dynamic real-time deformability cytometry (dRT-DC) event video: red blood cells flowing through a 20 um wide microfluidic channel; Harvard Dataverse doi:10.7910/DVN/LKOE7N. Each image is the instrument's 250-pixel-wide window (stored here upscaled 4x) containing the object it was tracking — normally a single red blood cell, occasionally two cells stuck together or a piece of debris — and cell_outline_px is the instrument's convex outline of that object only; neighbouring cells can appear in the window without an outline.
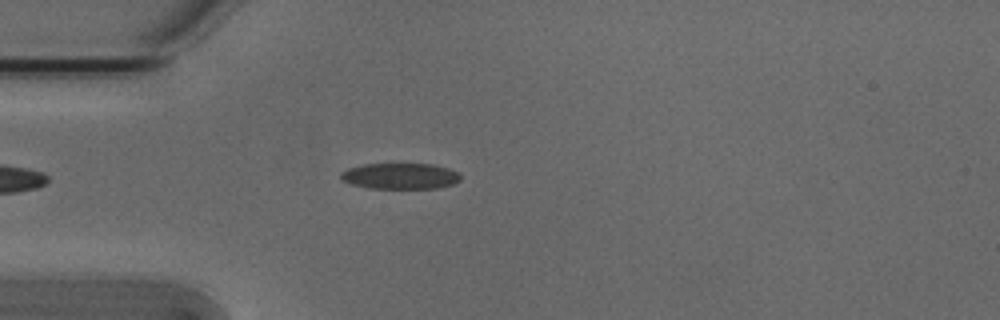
{"species": "Egyptian fruit bat (a non-hibernating species)", "species_latin": "Rousettus aegyptiacus", "temperature_condition": "cold", "stored_images_in_passage": 38, "camera_frame_rate_fps": 3000, "um_per_image_px": 0.085, "animal": {"sex": "male"}, "frame": {"image": 1, "passage_image": 7, "time_ms": 2.0, "image_size_px": [1000, 320], "cell_outline_px": [[460, 180], [452, 184], [436, 188], [368, 188], [352, 184], [340, 180], [340, 172], [348, 168], [364, 164], [432, 164], [448, 168], [460, 172]], "centroid_in_image_um": [34.0, 14.96], "position_along_channel_um": 51.0, "area_um2": 18.15}}
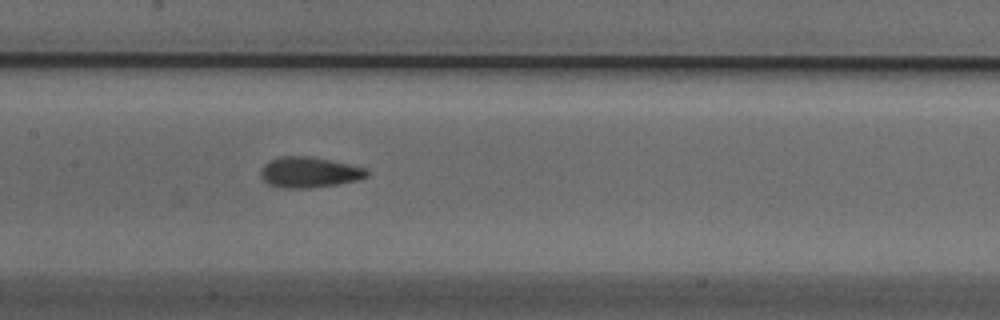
{"frame": {"image": 2, "passage_image": 18, "time_ms": 5.667, "image_size_px": [1000, 320], "cell_outline_px": [[368, 176], [360, 180], [312, 188], [280, 188], [268, 184], [260, 176], [260, 172], [264, 164], [280, 156], [308, 156], [328, 160], [364, 168], [368, 172]], "centroid_in_image_um": [26.25, 14.66], "position_along_channel_um": 181.1, "area_um2": 18.79}}
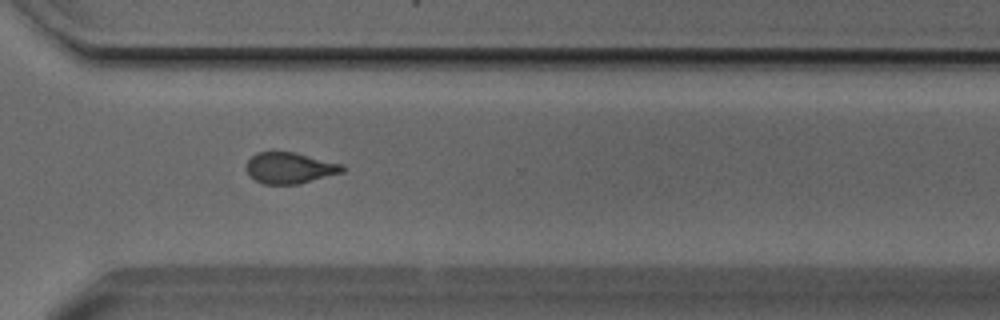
{"frame": {"image": 3, "passage_image": 31, "time_ms": 10.0, "image_size_px": [1000, 320], "cell_outline_px": [[344, 172], [300, 184], [264, 184], [248, 176], [244, 168], [248, 160], [256, 152], [296, 152], [344, 164]], "centroid_in_image_um": [24.63, 14.28], "position_along_channel_um": 346.0, "area_um2": 17.74}, "authors_computed_cell_mechanics": {"area_um2": 18.3515, "velocity_mm_per_s": 3.8224, "shape_relaxation_time_tau1_ms": 4.1948, "shape_relaxation_time_tau2_ms": 1.9469, "deformation_change_tau1": 0.1197, "deformation_change_tau2": 0.0851}}